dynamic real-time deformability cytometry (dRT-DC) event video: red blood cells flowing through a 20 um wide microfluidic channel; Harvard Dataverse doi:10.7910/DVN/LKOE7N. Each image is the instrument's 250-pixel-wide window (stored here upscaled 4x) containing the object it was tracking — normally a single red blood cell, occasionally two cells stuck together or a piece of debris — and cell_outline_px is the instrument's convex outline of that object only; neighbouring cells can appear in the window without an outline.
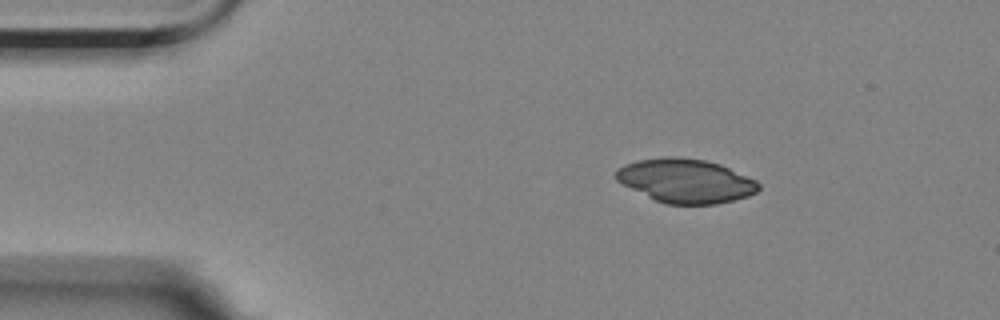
{"species": "Egyptian fruit bat (a non-hibernating species)", "species_latin": "Rousettus aegyptiacus", "temperature_condition": "room temperature", "stored_images_in_passage": 5, "segment_of_instrument_passage": [1, 2], "camera_frame_rate_fps": 3000, "um_per_image_px": 0.085, "animal": {"sex": "female"}, "frame": {"image": 1, "passage_image": 2, "time_ms": 1.0, "image_size_px": [1000, 320], "cell_outline_px": [[760, 188], [756, 192], [748, 196], [716, 204], [668, 204], [656, 200], [616, 180], [616, 168], [624, 164], [636, 160], [664, 156], [676, 156], [704, 160], [720, 164], [756, 180], [760, 184]], "centroid_in_image_um": [58.29, 15.35], "position_along_channel_um": 26.7, "area_um2": 36.3}}